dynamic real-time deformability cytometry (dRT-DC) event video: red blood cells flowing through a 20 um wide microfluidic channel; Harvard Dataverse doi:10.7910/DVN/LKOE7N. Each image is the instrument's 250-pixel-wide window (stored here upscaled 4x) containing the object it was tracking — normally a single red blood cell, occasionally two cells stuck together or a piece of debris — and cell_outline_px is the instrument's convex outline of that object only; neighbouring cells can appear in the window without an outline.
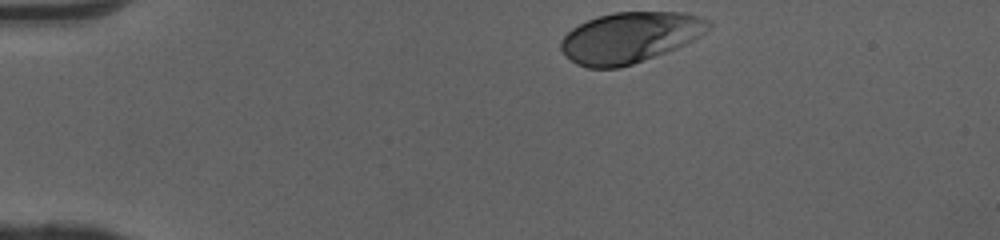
{"species": "human", "species_latin": "Homo sapiens", "temperature_condition": "cold", "stored_images_in_passage": 34, "camera_frame_rate_fps": 3000, "um_per_image_px": 0.085, "donor": {"sex": "female"}, "frame": {"image": 1, "passage_image": 1, "time_ms": 0.0, "image_size_px": [1000, 240], "cell_outline_px": [[712, 28], [700, 36], [676, 48], [632, 64], [616, 68], [588, 68], [576, 64], [560, 48], [560, 40], [572, 28], [596, 16], [616, 12], [684, 12], [712, 20]], "centroid_in_image_um": [53.57, 3.17], "position_along_channel_um": 31.4, "area_um2": 43.52}}
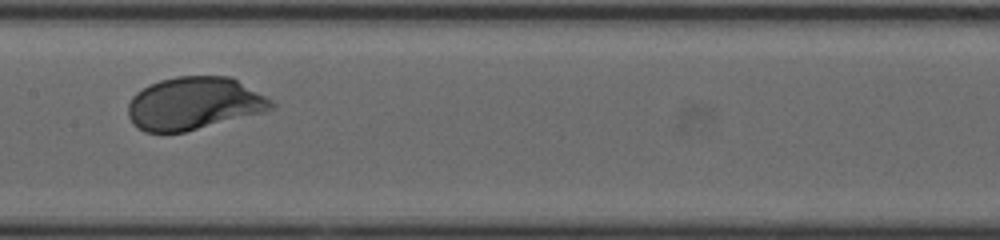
{"frame": {"image": 2, "passage_image": 18, "time_ms": 5.667, "image_size_px": [1000, 240], "cell_outline_px": [[276, 104], [272, 108], [264, 112], [184, 132], [144, 132], [136, 128], [132, 124], [128, 116], [128, 104], [132, 96], [136, 92], [148, 84], [160, 80], [176, 76], [232, 76], [272, 100]], "centroid_in_image_um": [16.47, 8.79], "position_along_channel_um": 190.9, "area_um2": 44.22}}
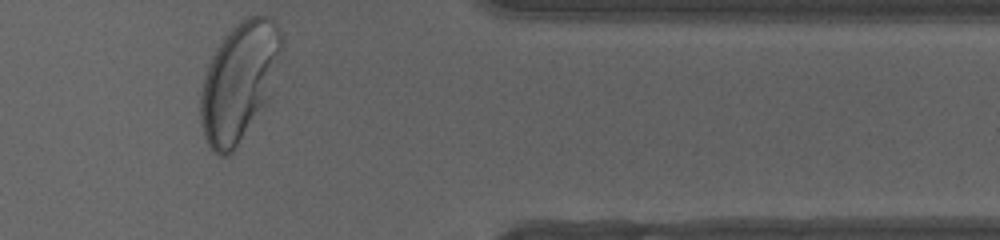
{"frame": {"image": 3, "passage_image": 34, "time_ms": 11.0, "image_size_px": [1000, 240], "cell_outline_px": [[280, 48], [272, 96], [236, 148], [228, 156], [220, 156], [212, 152], [204, 136], [200, 120], [200, 92], [204, 76], [208, 64], [216, 48], [224, 36], [240, 20], [248, 16], [268, 16], [272, 20], [280, 32]], "centroid_in_image_um": [20.3, 6.99], "position_along_channel_um": 391.1, "area_um2": 55.89}, "authors_computed_cell_mechanics": {"area_um2": 43.5812, "velocity_mm_per_s": 4.025, "shape_relaxation_time_tau1_ms": 1.654, "shape_relaxation_time_tau2_ms": null, "deformation_change_tau1": 0.1279, "deformation_change_tau2": null}}